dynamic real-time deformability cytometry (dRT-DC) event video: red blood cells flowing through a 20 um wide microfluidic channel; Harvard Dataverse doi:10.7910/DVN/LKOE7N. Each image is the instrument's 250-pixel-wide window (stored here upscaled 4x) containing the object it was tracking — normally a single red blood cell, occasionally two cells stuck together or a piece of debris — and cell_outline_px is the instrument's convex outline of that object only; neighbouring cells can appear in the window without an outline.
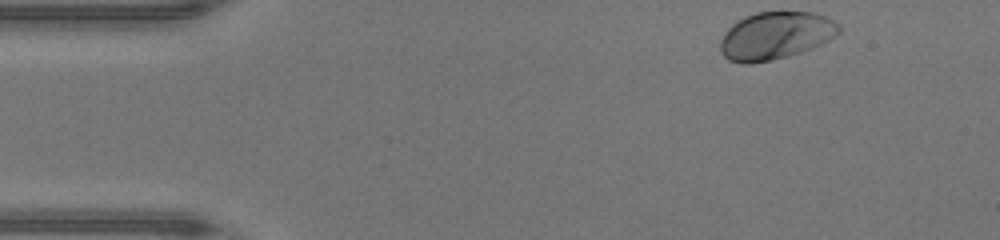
{"species": "human", "species_latin": "Homo sapiens", "temperature_condition": "warm", "stored_images_in_passage": 42, "camera_frame_rate_fps": 3000, "um_per_image_px": 0.085, "donor": {"sex": "male"}, "frame": {"image": 1, "passage_image": 1, "time_ms": 0.0, "image_size_px": [1000, 240], "cell_outline_px": [[840, 32], [828, 40], [812, 48], [788, 56], [772, 60], [748, 64], [744, 64], [728, 60], [720, 52], [720, 40], [724, 32], [732, 24], [744, 16], [756, 12], [816, 12], [840, 24]], "centroid_in_image_um": [65.89, 3.03], "position_along_channel_um": 19.1, "area_um2": 33.0}}
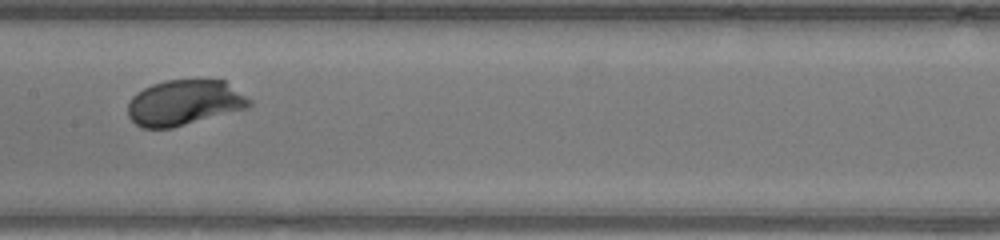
{"frame": {"image": 2, "passage_image": 19, "time_ms": 6.0, "image_size_px": [1000, 240], "cell_outline_px": [[252, 104], [248, 108], [172, 128], [140, 128], [128, 116], [128, 104], [132, 96], [136, 92], [152, 84], [164, 80], [224, 80], [252, 100]], "centroid_in_image_um": [15.66, 8.73], "position_along_channel_um": 191.7, "area_um2": 32.25}}
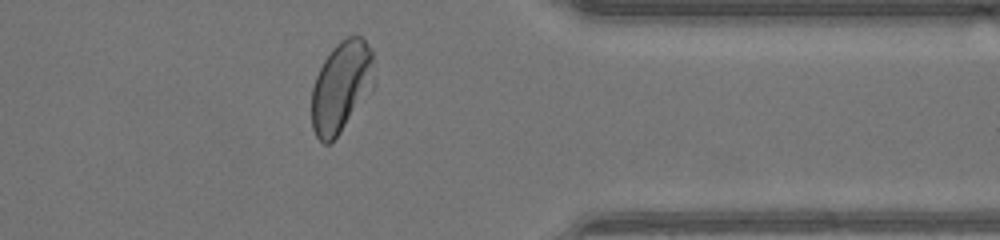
{"frame": {"image": 3, "passage_image": 33, "time_ms": 10.667, "image_size_px": [1000, 240], "cell_outline_px": [[376, 84], [372, 92], [340, 132], [328, 144], [324, 144], [316, 136], [312, 128], [312, 88], [316, 76], [324, 60], [332, 48], [340, 40], [348, 36], [360, 36], [372, 48]], "centroid_in_image_um": [29.05, 7.35], "position_along_channel_um": 382.3, "area_um2": 33.64}, "authors_computed_cell_mechanics": {"area_um2": 32.4836, "velocity_mm_per_s": 4.3914, "shape_relaxation_time_tau1_ms": 1.3394, "shape_relaxation_time_tau2_ms": null, "deformation_change_tau1": 0.1142, "deformation_change_tau2": null}}